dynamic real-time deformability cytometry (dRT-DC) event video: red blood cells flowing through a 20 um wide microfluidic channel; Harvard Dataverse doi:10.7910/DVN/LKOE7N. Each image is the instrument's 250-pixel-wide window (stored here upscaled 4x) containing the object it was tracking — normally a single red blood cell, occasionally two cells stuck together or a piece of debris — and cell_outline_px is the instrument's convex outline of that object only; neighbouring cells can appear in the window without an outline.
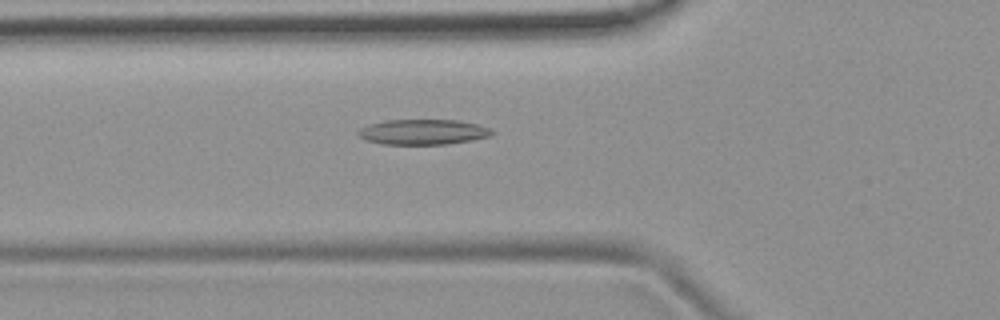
{"species": "common noctule bat (a hibernating species)", "species_latin": "Nyctalus noctula", "temperature_condition": "room temperature", "stored_images_in_passage": 38, "camera_frame_rate_fps": 3000, "um_per_image_px": 0.085, "animal": {"sex": "female", "body_mass_g": 19.9}, "frame": {"image": 1, "passage_image": 4, "time_ms": 1.0, "image_size_px": [1000, 320], "cell_outline_px": [[496, 132], [492, 136], [472, 140], [444, 144], [384, 144], [364, 140], [356, 132], [360, 128], [384, 120], [460, 120], [492, 128]], "centroid_in_image_um": [36.0, 11.21], "position_along_channel_um": 89.8, "area_um2": 19.77}}
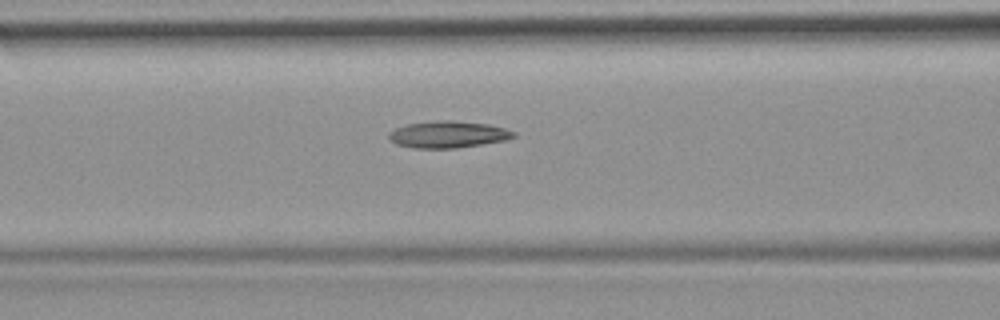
{"frame": {"image": 2, "passage_image": 7, "time_ms": 2.0, "image_size_px": [1000, 320], "cell_outline_px": [[516, 136], [504, 140], [456, 148], [412, 148], [396, 144], [388, 140], [388, 132], [396, 128], [408, 124], [440, 120], [452, 120], [488, 124], [504, 128], [516, 132]], "centroid_in_image_um": [38.05, 11.43], "position_along_channel_um": 128.6, "area_um2": 19.42}}
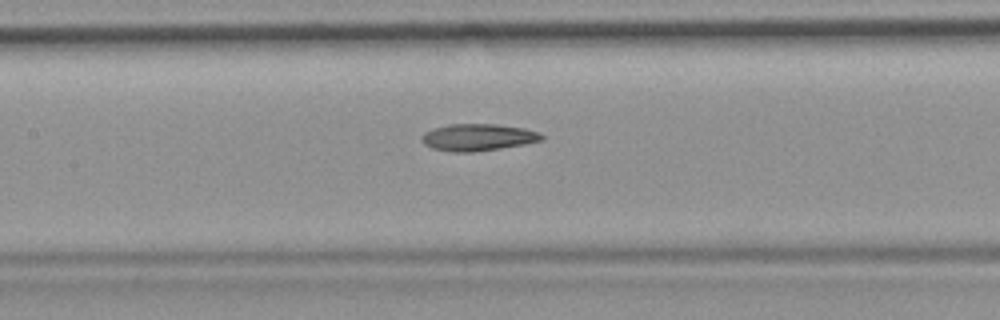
{"frame": {"image": 3, "passage_image": 10, "time_ms": 3.0, "image_size_px": [1000, 320], "cell_outline_px": [[544, 140], [524, 144], [500, 148], [472, 152], [456, 152], [432, 148], [424, 144], [424, 132], [448, 124], [496, 124], [524, 128], [540, 132], [544, 136]], "centroid_in_image_um": [40.69, 11.66], "position_along_channel_um": 166.7, "area_um2": 18.61}, "authors_computed_cell_mechanics": {"area_um2": 18.4671, "velocity_mm_per_s": 3.8203, "shape_relaxation_time_tau1_ms": null, "shape_relaxation_time_tau2_ms": 8.6081, "deformation_change_tau1": null, "deformation_change_tau2": 0.1944}}